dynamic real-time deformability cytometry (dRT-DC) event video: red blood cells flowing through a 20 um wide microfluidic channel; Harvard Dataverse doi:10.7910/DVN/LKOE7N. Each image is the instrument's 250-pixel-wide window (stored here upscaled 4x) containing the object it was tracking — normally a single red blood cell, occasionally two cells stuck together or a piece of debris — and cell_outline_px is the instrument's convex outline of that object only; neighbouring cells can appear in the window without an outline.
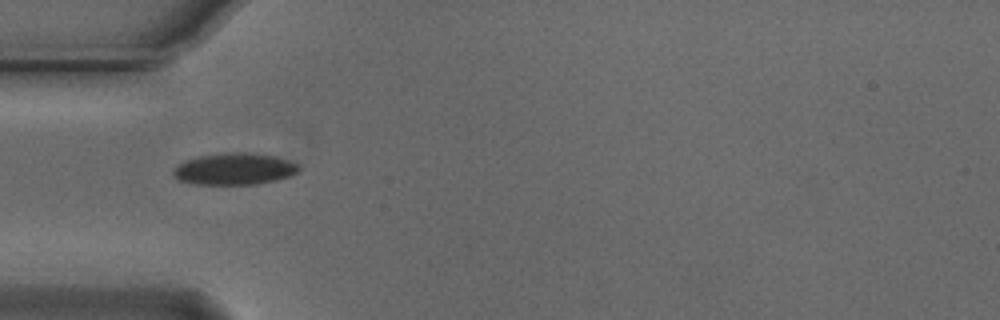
{"species": "Egyptian fruit bat (a non-hibernating species)", "species_latin": "Rousettus aegyptiacus", "temperature_condition": "cold", "stored_images_in_passage": 39, "camera_frame_rate_fps": 3000, "um_per_image_px": 0.085, "animal": {"sex": "male"}, "frame": {"image": 1, "passage_image": 1, "time_ms": 0.0, "image_size_px": [1000, 320], "cell_outline_px": [[300, 168], [296, 172], [288, 176], [276, 180], [256, 184], [192, 184], [180, 180], [172, 176], [172, 168], [184, 160], [200, 156], [224, 152], [244, 152], [276, 156], [300, 164]], "centroid_in_image_um": [19.88, 14.35], "position_along_channel_um": 65.1, "area_um2": 23.35}}
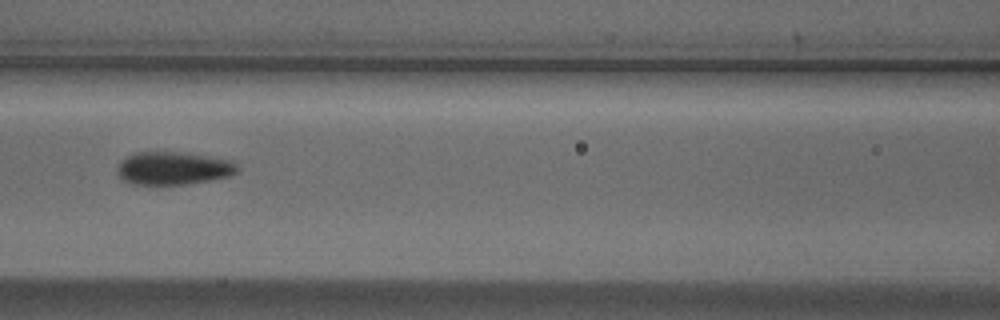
{"frame": {"image": 2, "passage_image": 8, "time_ms": 2.333, "image_size_px": [1000, 320], "cell_outline_px": [[240, 172], [228, 176], [188, 184], [136, 184], [124, 180], [116, 172], [116, 168], [128, 156], [136, 152], [180, 152], [232, 160], [240, 168]], "centroid_in_image_um": [14.77, 14.3], "position_along_channel_um": 151.8, "area_um2": 22.83}}
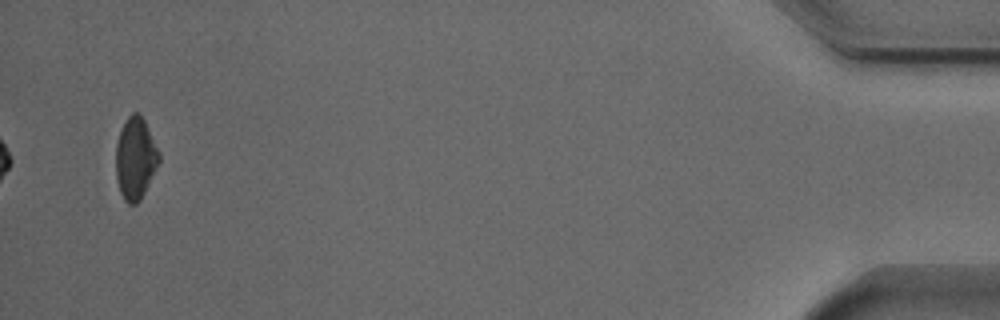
{"frame": {"image": 3, "passage_image": 37, "time_ms": 12.0, "image_size_px": [1000, 320], "cell_outline_px": [[160, 160], [140, 200], [136, 204], [128, 204], [124, 200], [120, 192], [116, 180], [116, 144], [120, 132], [128, 116], [132, 112], [140, 112], [160, 152]], "centroid_in_image_um": [11.5, 13.46], "position_along_channel_um": 423.7, "area_um2": 20.52}, "authors_computed_cell_mechanics": {"area_um2": 22.1374, "velocity_mm_per_s": 3.7312, "shape_relaxation_time_tau1_ms": 2.8608, "shape_relaxation_time_tau2_ms": 3.4912, "deformation_change_tau1": 0.0781, "deformation_change_tau2": 0.067}}